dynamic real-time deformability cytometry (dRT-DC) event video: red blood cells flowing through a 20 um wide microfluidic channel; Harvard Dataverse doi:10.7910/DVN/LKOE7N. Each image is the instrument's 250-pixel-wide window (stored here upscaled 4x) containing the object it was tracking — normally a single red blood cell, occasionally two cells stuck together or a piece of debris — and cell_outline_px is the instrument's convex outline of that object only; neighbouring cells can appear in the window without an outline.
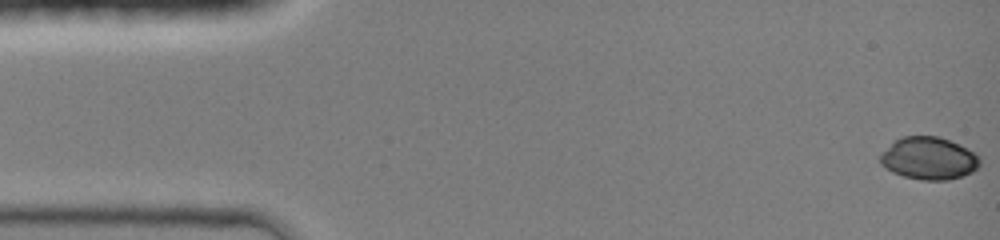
{"species": "common noctule bat (a hibernating species)", "species_latin": "Nyctalus noctula", "temperature_condition": "room temperature", "stored_images_in_passage": 45, "camera_frame_rate_fps": 3000, "um_per_image_px": 0.085, "animal": {"sex": "female", "body_mass_g": 19.0, "forearm_length_mm": 51.5}, "frame": {"image": 1, "passage_image": 1, "time_ms": 0.0, "image_size_px": [1000, 240], "cell_outline_px": [[980, 164], [972, 172], [948, 180], [920, 180], [904, 176], [892, 172], [880, 164], [880, 156], [896, 140], [904, 136], [936, 136], [948, 140], [972, 152], [980, 160]], "centroid_in_image_um": [78.93, 13.48], "position_along_channel_um": 6.1, "area_um2": 24.04}}
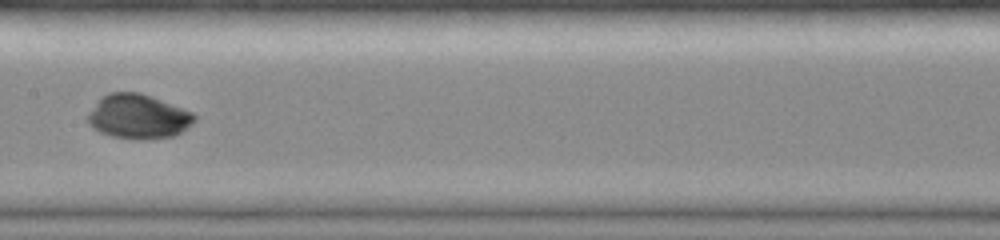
{"frame": {"image": 2, "passage_image": 23, "time_ms": 7.333, "image_size_px": [1000, 240], "cell_outline_px": [[196, 120], [192, 124], [180, 132], [172, 136], [148, 140], [136, 140], [112, 136], [100, 132], [92, 128], [88, 124], [88, 112], [108, 92], [140, 92], [152, 96], [192, 112], [196, 116]], "centroid_in_image_um": [11.75, 9.92], "position_along_channel_um": 195.6, "area_um2": 27.63}}
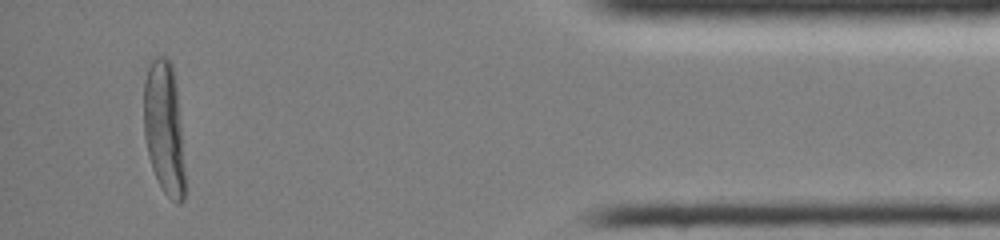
{"frame": {"image": 3, "passage_image": 42, "time_ms": 13.667, "image_size_px": [1000, 240], "cell_outline_px": [[184, 200], [180, 204], [176, 204], [164, 192], [152, 168], [148, 156], [144, 136], [144, 80], [148, 68], [152, 60], [156, 56], [164, 56], [172, 64], [176, 84], [180, 120], [184, 168]], "centroid_in_image_um": [13.94, 10.88], "position_along_channel_um": 421.3, "area_um2": 31.79}, "authors_computed_cell_mechanics": {"area_um2": 27.166, "velocity_mm_per_s": 4.304, "shape_relaxation_time_tau1_ms": 4.4329, "shape_relaxation_time_tau2_ms": null, "deformation_change_tau1": 0.2068, "deformation_change_tau2": null}}